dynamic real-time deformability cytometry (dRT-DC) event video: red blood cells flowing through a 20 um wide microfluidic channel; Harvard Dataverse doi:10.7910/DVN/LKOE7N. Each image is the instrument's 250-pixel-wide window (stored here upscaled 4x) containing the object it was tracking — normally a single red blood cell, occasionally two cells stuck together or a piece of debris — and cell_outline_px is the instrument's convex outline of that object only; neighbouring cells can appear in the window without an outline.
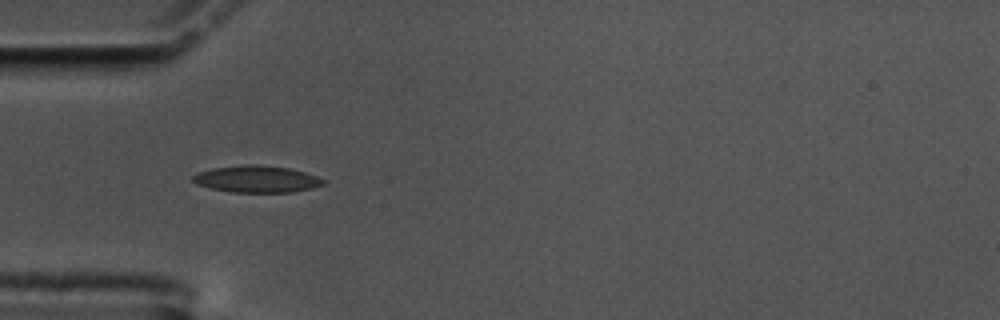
{"species": "common noctule bat (a hibernating species)", "species_latin": "Nyctalus noctula", "temperature_condition": "cold", "stored_images_in_passage": 41, "camera_frame_rate_fps": 3000, "um_per_image_px": 0.085, "animal": {"sex": "male", "body_mass_g": 17.5, "forearm_length_mm": 52.3}, "frame": {"image": 1, "passage_image": 1, "time_ms": 0.0, "image_size_px": [1000, 320], "cell_outline_px": [[324, 184], [312, 188], [292, 192], [232, 192], [212, 188], [196, 184], [192, 180], [192, 176], [196, 172], [212, 168], [252, 164], [260, 164], [288, 168], [304, 172], [316, 176], [324, 180]], "centroid_in_image_um": [21.79, 15.22], "position_along_channel_um": 63.2, "area_um2": 20.29}}
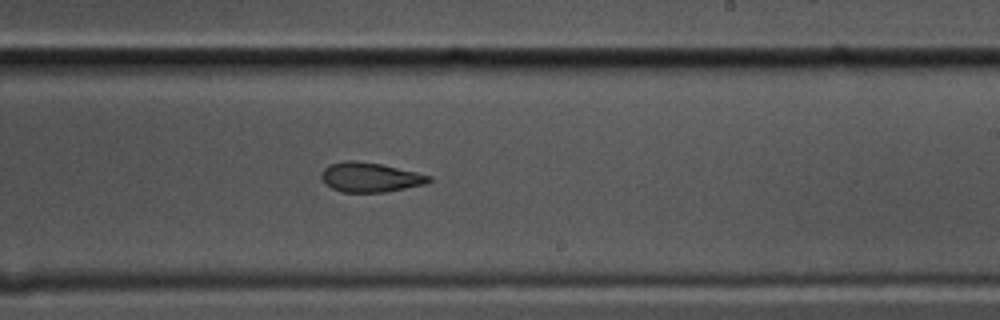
{"frame": {"image": 2, "passage_image": 18, "time_ms": 5.667, "image_size_px": [1000, 320], "cell_outline_px": [[432, 180], [428, 184], [384, 192], [340, 192], [324, 184], [320, 176], [320, 172], [328, 164], [344, 160], [356, 160], [380, 164], [416, 172], [432, 176]], "centroid_in_image_um": [31.43, 15.06], "position_along_channel_um": 257.6, "area_um2": 18.79}}
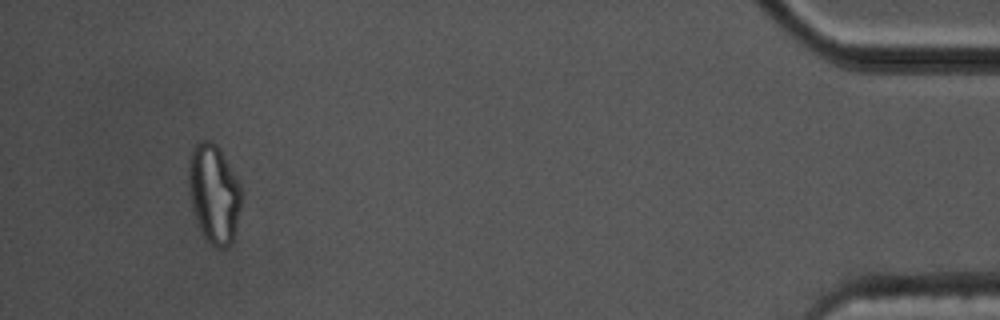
{"frame": {"image": 3, "passage_image": 38, "time_ms": 12.333, "image_size_px": [1000, 320], "cell_outline_px": [[240, 208], [232, 244], [224, 248], [216, 248], [204, 236], [200, 228], [192, 208], [188, 184], [188, 160], [192, 148], [200, 140], [208, 140], [216, 144], [220, 148], [240, 188]], "centroid_in_image_um": [18.15, 16.45], "position_along_channel_um": 417.1, "area_um2": 30.0}, "authors_computed_cell_mechanics": {"area_um2": 19.5942, "velocity_mm_per_s": 3.4516, "shape_relaxation_time_tau1_ms": null, "shape_relaxation_time_tau2_ms": 3.3739, "deformation_change_tau1": null, "deformation_change_tau2": 0.0993}}